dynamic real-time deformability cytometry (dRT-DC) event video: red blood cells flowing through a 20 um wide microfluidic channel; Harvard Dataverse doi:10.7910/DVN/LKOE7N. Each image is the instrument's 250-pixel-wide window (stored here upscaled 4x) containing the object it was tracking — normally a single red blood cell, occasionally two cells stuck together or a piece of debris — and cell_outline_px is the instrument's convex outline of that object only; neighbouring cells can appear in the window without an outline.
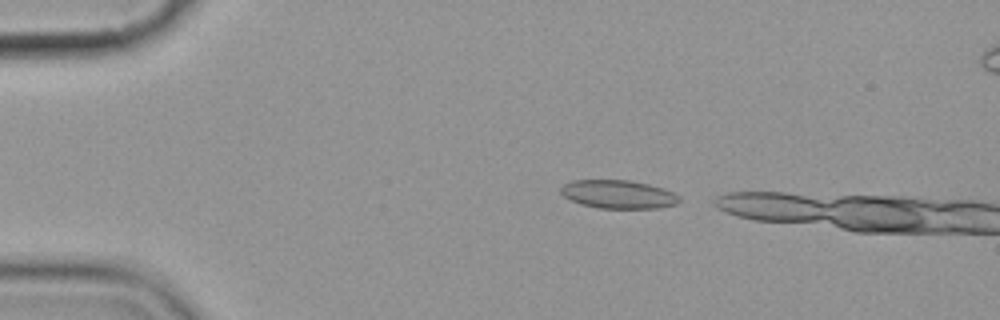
{"species": "common noctule bat (a hibernating species)", "species_latin": "Nyctalus noctula", "temperature_condition": "cold", "stored_images_in_passage": 2, "camera_frame_rate_fps": 3000, "um_per_image_px": 0.085, "animal": {"sex": "female", "body_mass_g": 19.9}, "frame": {"image": 1, "passage_image": 1, "time_ms": 0.0, "image_size_px": [1000, 320], "cell_outline_px": [[680, 200], [676, 204], [660, 208], [600, 208], [580, 204], [564, 196], [560, 192], [560, 188], [564, 184], [572, 180], [632, 180], [664, 188], [680, 196]], "centroid_in_image_um": [52.57, 16.51], "position_along_channel_um": 32.4, "area_um2": 19.65}}